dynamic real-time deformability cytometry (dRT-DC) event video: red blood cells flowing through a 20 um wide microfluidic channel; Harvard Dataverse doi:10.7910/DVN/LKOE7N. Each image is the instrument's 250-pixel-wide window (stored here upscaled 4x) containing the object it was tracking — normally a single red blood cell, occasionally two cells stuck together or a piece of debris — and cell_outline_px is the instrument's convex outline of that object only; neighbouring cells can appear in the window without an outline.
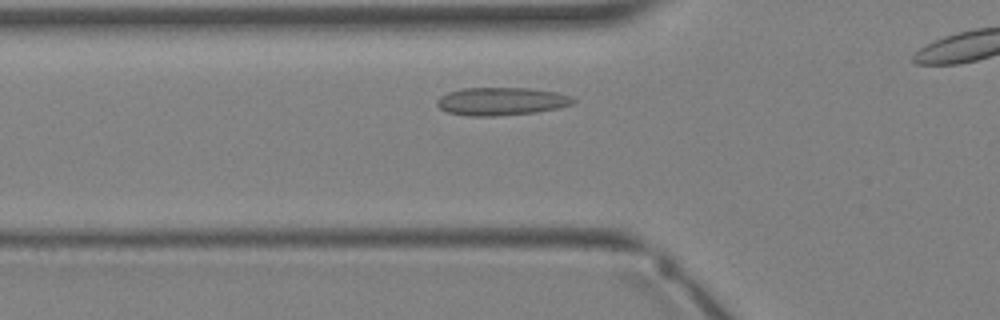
{"species": "Egyptian fruit bat (a non-hibernating species)", "species_latin": "Rousettus aegyptiacus", "temperature_condition": "warm", "stored_images_in_passage": 6, "camera_frame_rate_fps": 3000, "um_per_image_px": 0.085, "animal": {"sex": "female"}, "frame": {"image": 1, "passage_image": 5, "time_ms": 5.667, "image_size_px": [1000, 320], "cell_outline_px": [[576, 100], [572, 104], [556, 108], [536, 112], [492, 116], [472, 116], [448, 112], [440, 108], [436, 104], [436, 100], [440, 96], [448, 92], [460, 88], [532, 88], [556, 92], [572, 96]], "centroid_in_image_um": [42.6, 8.6], "position_along_channel_um": 83.2, "area_um2": 22.14}}